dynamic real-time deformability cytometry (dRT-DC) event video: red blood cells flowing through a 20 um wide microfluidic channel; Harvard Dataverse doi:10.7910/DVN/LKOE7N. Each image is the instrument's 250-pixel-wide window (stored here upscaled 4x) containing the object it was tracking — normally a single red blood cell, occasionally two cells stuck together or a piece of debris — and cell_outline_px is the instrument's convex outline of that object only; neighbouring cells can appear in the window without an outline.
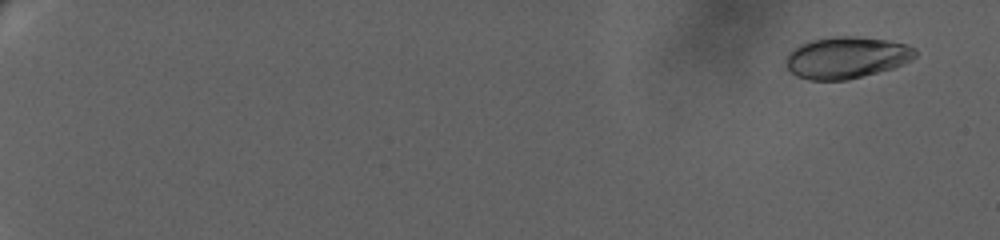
{"species": "human", "species_latin": "Homo sapiens", "temperature_condition": "warm", "stored_images_in_passage": 51, "camera_frame_rate_fps": 3000, "um_per_image_px": 0.085, "donor": {"sex": "female"}, "frame": {"image": 1, "passage_image": 2, "time_ms": 1.0, "image_size_px": [1000, 240], "cell_outline_px": [[916, 56], [912, 60], [904, 64], [892, 68], [848, 80], [808, 80], [796, 76], [784, 64], [784, 60], [788, 52], [792, 48], [800, 44], [812, 40], [832, 36], [856, 36], [888, 40], [908, 44], [916, 48]], "centroid_in_image_um": [71.94, 4.89], "position_along_channel_um": 13.1, "area_um2": 31.85}}
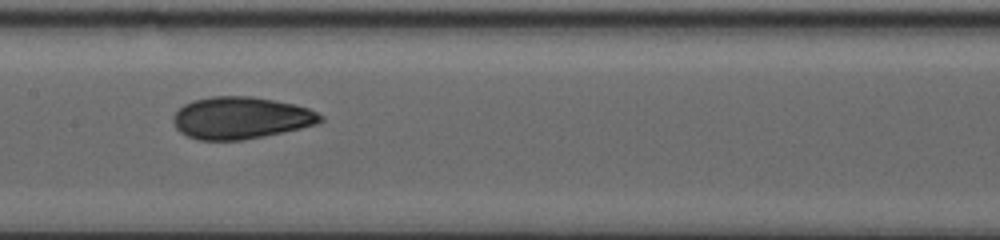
{"frame": {"image": 2, "passage_image": 27, "time_ms": 13.667, "image_size_px": [1000, 240], "cell_outline_px": [[324, 120], [320, 124], [284, 132], [244, 140], [200, 140], [188, 136], [180, 132], [176, 128], [172, 120], [172, 116], [184, 104], [192, 100], [212, 96], [252, 96], [276, 100], [296, 104], [308, 108], [324, 116]], "centroid_in_image_um": [20.51, 10.02], "position_along_channel_um": 186.9, "area_um2": 36.47}}
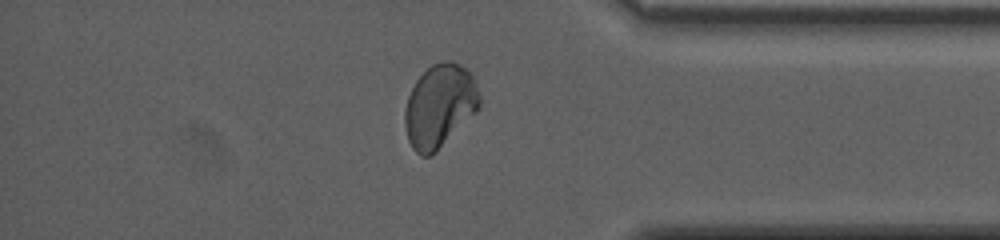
{"frame": {"image": 3, "passage_image": 45, "time_ms": 20.667, "image_size_px": [1000, 240], "cell_outline_px": [[480, 108], [432, 156], [420, 156], [412, 148], [408, 140], [404, 124], [404, 112], [408, 96], [416, 80], [432, 64], [448, 60], [452, 60], [460, 64], [472, 76], [480, 96]], "centroid_in_image_um": [37.35, 9.02], "position_along_channel_um": 397.8, "area_um2": 36.13}, "authors_computed_cell_mechanics": {"area_um2": 34.969, "velocity_mm_per_s": 3.1473, "shape_relaxation_time_tau1_ms": null, "shape_relaxation_time_tau2_ms": 1.1994, "deformation_change_tau1": null, "deformation_change_tau2": 0.0567}}